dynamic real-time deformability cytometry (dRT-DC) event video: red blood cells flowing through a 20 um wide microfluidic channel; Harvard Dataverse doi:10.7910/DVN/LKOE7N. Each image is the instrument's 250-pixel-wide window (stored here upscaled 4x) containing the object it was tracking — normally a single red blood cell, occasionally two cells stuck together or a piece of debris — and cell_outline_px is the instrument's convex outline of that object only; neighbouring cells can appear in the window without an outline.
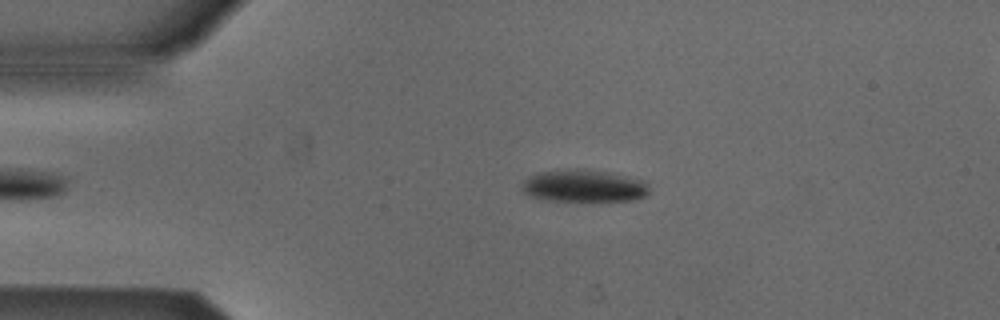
{"species": "Egyptian fruit bat (a non-hibernating species)", "species_latin": "Rousettus aegyptiacus", "temperature_condition": "cold", "stored_images_in_passage": 41, "camera_frame_rate_fps": 3000, "um_per_image_px": 0.085, "animal": {"sex": "male"}, "frame": {"image": 1, "passage_image": 5, "time_ms": 1.333, "image_size_px": [1000, 320], "cell_outline_px": [[648, 196], [632, 200], [548, 200], [532, 196], [524, 192], [520, 188], [520, 184], [528, 176], [540, 172], [580, 168], [608, 172], [648, 180]], "centroid_in_image_um": [49.66, 15.78], "position_along_channel_um": 35.3, "area_um2": 23.99}}
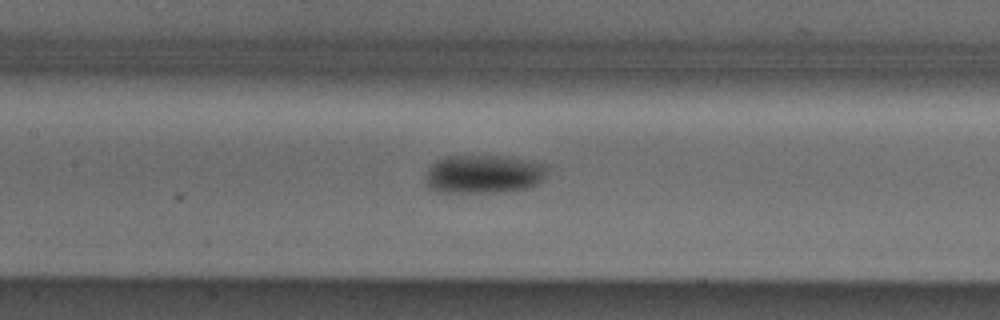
{"frame": {"image": 2, "passage_image": 18, "time_ms": 5.667, "image_size_px": [1000, 320], "cell_outline_px": [[548, 172], [544, 180], [540, 184], [528, 188], [504, 192], [436, 192], [424, 184], [424, 180], [428, 168], [436, 160], [444, 156], [504, 156], [544, 164]], "centroid_in_image_um": [41.09, 14.81], "position_along_channel_um": 166.3, "area_um2": 27.69}}
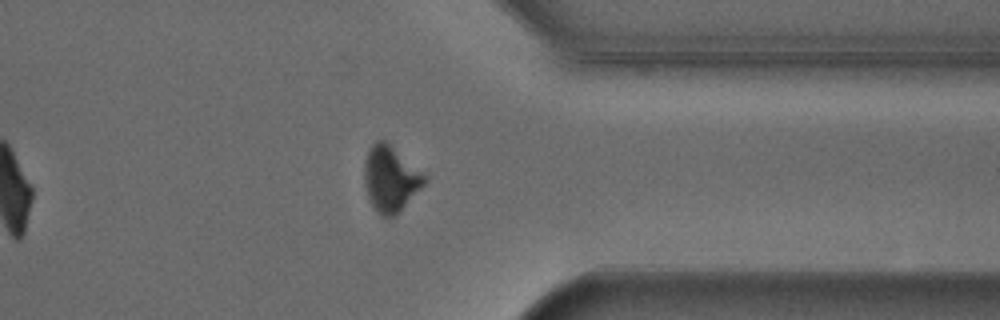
{"frame": {"image": 3, "passage_image": 35, "time_ms": 11.333, "image_size_px": [1000, 320], "cell_outline_px": [[428, 180], [392, 216], [380, 216], [376, 212], [368, 196], [364, 184], [364, 164], [368, 148], [376, 140], [384, 140], [428, 176]], "centroid_in_image_um": [33.16, 15.15], "position_along_channel_um": 378.2, "area_um2": 22.54}, "authors_computed_cell_mechanics": {"area_um2": 25.6054, "velocity_mm_per_s": 3.8687, "shape_relaxation_time_tau1_ms": 3.0941, "shape_relaxation_time_tau2_ms": null, "deformation_change_tau1": 0.107, "deformation_change_tau2": null}}